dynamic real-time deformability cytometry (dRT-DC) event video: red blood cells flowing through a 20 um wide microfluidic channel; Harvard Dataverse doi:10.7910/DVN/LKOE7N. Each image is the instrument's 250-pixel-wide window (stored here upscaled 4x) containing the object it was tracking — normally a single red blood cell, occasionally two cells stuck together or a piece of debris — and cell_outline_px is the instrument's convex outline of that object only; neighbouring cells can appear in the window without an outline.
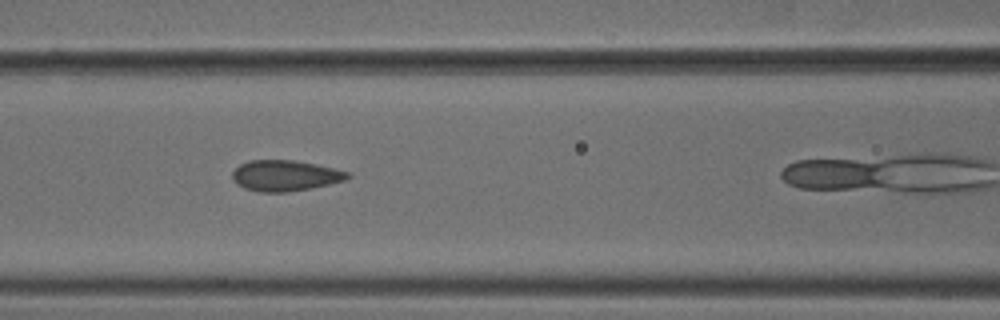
{"species": "common noctule bat (a hibernating species)", "species_latin": "Nyctalus noctula", "temperature_condition": "cold", "stored_images_in_passage": 15, "camera_frame_rate_fps": 3000, "um_per_image_px": 0.085, "animal": {"sex": "male", "body_mass_g": 18.8}, "frame": {"image": 1, "passage_image": 11, "time_ms": 3.333, "image_size_px": [1000, 320], "cell_outline_px": [[352, 176], [344, 180], [328, 184], [308, 188], [284, 192], [260, 192], [244, 188], [236, 184], [232, 180], [232, 172], [240, 164], [248, 160], [292, 160], [316, 164], [348, 172]], "centroid_in_image_um": [24.18, 14.92], "position_along_channel_um": 142.4, "area_um2": 20.52}}